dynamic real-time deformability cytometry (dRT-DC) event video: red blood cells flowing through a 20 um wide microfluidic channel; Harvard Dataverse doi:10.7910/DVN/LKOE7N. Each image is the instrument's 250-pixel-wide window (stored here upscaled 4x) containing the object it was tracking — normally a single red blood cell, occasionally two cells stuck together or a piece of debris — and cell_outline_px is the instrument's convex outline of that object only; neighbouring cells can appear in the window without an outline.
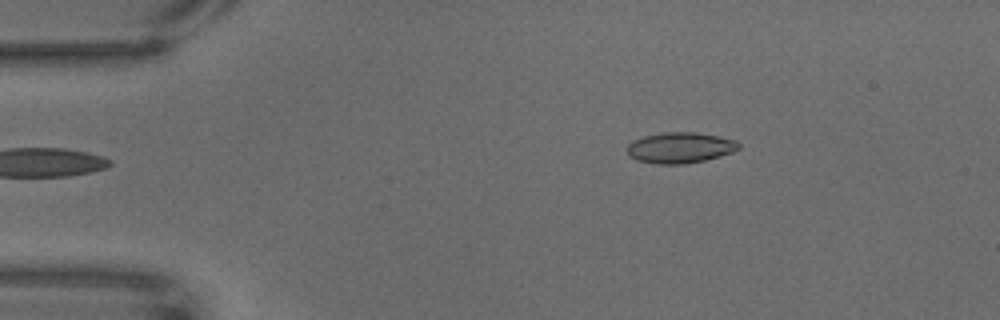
{"species": "common noctule bat (a hibernating species)", "species_latin": "Nyctalus noctula", "temperature_condition": "warm", "stored_images_in_passage": 56, "camera_frame_rate_fps": 3000, "um_per_image_px": 0.085, "animal": {"sex": "male", "body_mass_g": 18.8}, "frame": {"image": 1, "passage_image": 1, "time_ms": 0.0, "image_size_px": [1000, 320], "cell_outline_px": [[740, 148], [732, 152], [720, 156], [704, 160], [684, 164], [656, 164], [636, 160], [628, 156], [624, 148], [632, 140], [644, 136], [664, 132], [696, 132], [736, 140], [740, 144]], "centroid_in_image_um": [57.75, 12.56], "position_along_channel_um": 27.3, "area_um2": 20.23}}
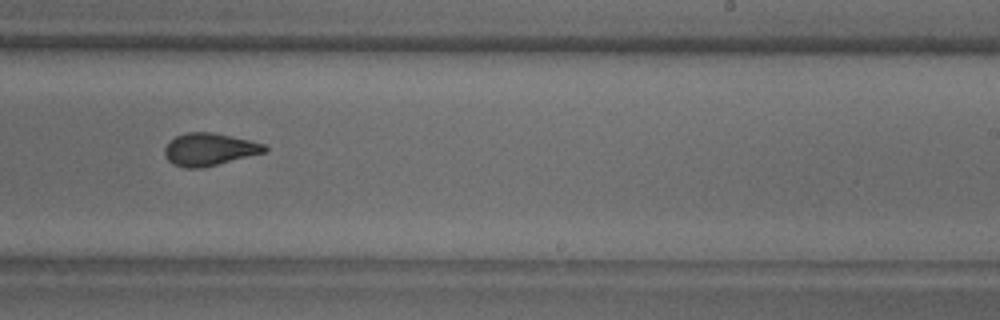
{"frame": {"image": 2, "passage_image": 31, "time_ms": 10.0, "image_size_px": [1000, 320], "cell_outline_px": [[268, 152], [200, 168], [184, 168], [172, 164], [164, 156], [164, 148], [176, 136], [188, 132], [212, 132], [248, 140], [264, 144], [268, 148]], "centroid_in_image_um": [17.79, 12.7], "position_along_channel_um": 271.2, "area_um2": 18.84}}
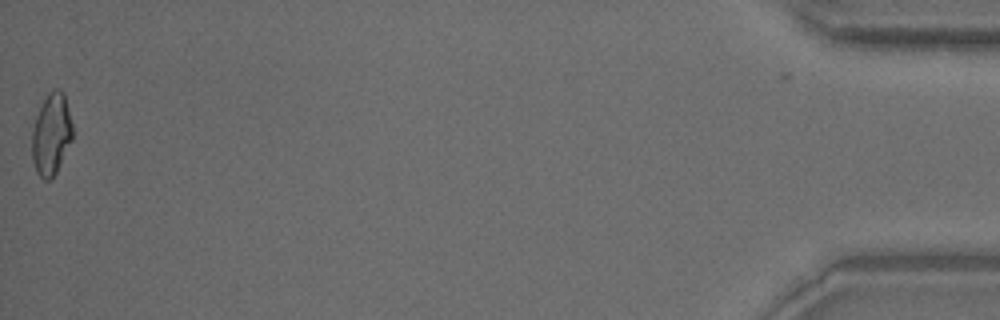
{"frame": {"image": 3, "passage_image": 56, "time_ms": 18.333, "image_size_px": [1000, 320], "cell_outline_px": [[72, 140], [56, 172], [48, 180], [44, 180], [36, 172], [32, 160], [32, 132], [36, 116], [48, 92], [52, 88], [60, 88], [64, 92], [72, 124]], "centroid_in_image_um": [4.36, 11.38], "position_along_channel_um": 430.8, "area_um2": 19.25}}